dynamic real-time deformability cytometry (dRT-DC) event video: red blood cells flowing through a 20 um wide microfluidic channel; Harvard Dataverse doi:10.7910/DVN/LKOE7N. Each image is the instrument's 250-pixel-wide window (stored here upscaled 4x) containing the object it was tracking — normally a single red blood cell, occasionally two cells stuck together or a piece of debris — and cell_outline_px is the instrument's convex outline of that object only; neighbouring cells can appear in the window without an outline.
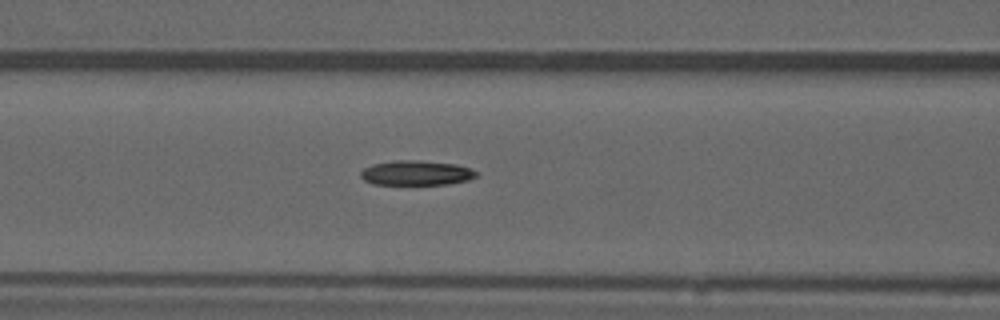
{"species": "common noctule bat (a hibernating species)", "species_latin": "Nyctalus noctula", "temperature_condition": "warm", "stored_images_in_passage": 33, "camera_frame_rate_fps": 3000, "um_per_image_px": 0.085, "animal": {"sex": "male", "forearm_length_mm": 52.5}, "frame": {"image": 1, "passage_image": 6, "time_ms": 1.667, "image_size_px": [1000, 320], "cell_outline_px": [[476, 176], [468, 180], [448, 184], [372, 184], [364, 180], [360, 176], [360, 172], [364, 168], [372, 164], [392, 160], [420, 160], [456, 164], [472, 168], [476, 172]], "centroid_in_image_um": [35.36, 14.69], "position_along_channel_um": 131.2, "area_um2": 16.76}}